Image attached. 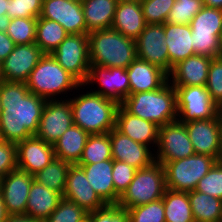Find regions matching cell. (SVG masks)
<instances>
[{
	"instance_id": "obj_1",
	"label": "cell",
	"mask_w": 222,
	"mask_h": 222,
	"mask_svg": "<svg viewBox=\"0 0 222 222\" xmlns=\"http://www.w3.org/2000/svg\"><path fill=\"white\" fill-rule=\"evenodd\" d=\"M0 102L1 140L17 143L37 133L46 99L31 93L26 83L3 81Z\"/></svg>"
},
{
	"instance_id": "obj_2",
	"label": "cell",
	"mask_w": 222,
	"mask_h": 222,
	"mask_svg": "<svg viewBox=\"0 0 222 222\" xmlns=\"http://www.w3.org/2000/svg\"><path fill=\"white\" fill-rule=\"evenodd\" d=\"M120 105L130 114L159 127L178 118L176 90L169 81L159 89L130 94Z\"/></svg>"
},
{
	"instance_id": "obj_3",
	"label": "cell",
	"mask_w": 222,
	"mask_h": 222,
	"mask_svg": "<svg viewBox=\"0 0 222 222\" xmlns=\"http://www.w3.org/2000/svg\"><path fill=\"white\" fill-rule=\"evenodd\" d=\"M69 98L75 125L89 134H104L115 128L118 104L93 91Z\"/></svg>"
},
{
	"instance_id": "obj_4",
	"label": "cell",
	"mask_w": 222,
	"mask_h": 222,
	"mask_svg": "<svg viewBox=\"0 0 222 222\" xmlns=\"http://www.w3.org/2000/svg\"><path fill=\"white\" fill-rule=\"evenodd\" d=\"M90 63L125 68L137 58L136 41L110 28L88 33Z\"/></svg>"
},
{
	"instance_id": "obj_5",
	"label": "cell",
	"mask_w": 222,
	"mask_h": 222,
	"mask_svg": "<svg viewBox=\"0 0 222 222\" xmlns=\"http://www.w3.org/2000/svg\"><path fill=\"white\" fill-rule=\"evenodd\" d=\"M26 84L31 93L46 100L63 99L65 96L61 98L60 95L73 90H78L76 93H79V90L84 89V85L66 71L51 54H44L40 58Z\"/></svg>"
},
{
	"instance_id": "obj_6",
	"label": "cell",
	"mask_w": 222,
	"mask_h": 222,
	"mask_svg": "<svg viewBox=\"0 0 222 222\" xmlns=\"http://www.w3.org/2000/svg\"><path fill=\"white\" fill-rule=\"evenodd\" d=\"M166 190L165 169L155 161L150 166L138 169L130 185L119 197L117 205L129 209L161 199Z\"/></svg>"
},
{
	"instance_id": "obj_7",
	"label": "cell",
	"mask_w": 222,
	"mask_h": 222,
	"mask_svg": "<svg viewBox=\"0 0 222 222\" xmlns=\"http://www.w3.org/2000/svg\"><path fill=\"white\" fill-rule=\"evenodd\" d=\"M216 161L215 158L207 155L194 154L166 162L163 165L166 189L182 192L195 190L199 180L208 173Z\"/></svg>"
},
{
	"instance_id": "obj_8",
	"label": "cell",
	"mask_w": 222,
	"mask_h": 222,
	"mask_svg": "<svg viewBox=\"0 0 222 222\" xmlns=\"http://www.w3.org/2000/svg\"><path fill=\"white\" fill-rule=\"evenodd\" d=\"M194 53L218 58V37L222 31V9L203 6L190 22Z\"/></svg>"
},
{
	"instance_id": "obj_9",
	"label": "cell",
	"mask_w": 222,
	"mask_h": 222,
	"mask_svg": "<svg viewBox=\"0 0 222 222\" xmlns=\"http://www.w3.org/2000/svg\"><path fill=\"white\" fill-rule=\"evenodd\" d=\"M178 118L181 123L215 118L220 108L213 102L205 86H174Z\"/></svg>"
},
{
	"instance_id": "obj_10",
	"label": "cell",
	"mask_w": 222,
	"mask_h": 222,
	"mask_svg": "<svg viewBox=\"0 0 222 222\" xmlns=\"http://www.w3.org/2000/svg\"><path fill=\"white\" fill-rule=\"evenodd\" d=\"M51 55L81 84L86 81L91 65L88 34H69Z\"/></svg>"
},
{
	"instance_id": "obj_11",
	"label": "cell",
	"mask_w": 222,
	"mask_h": 222,
	"mask_svg": "<svg viewBox=\"0 0 222 222\" xmlns=\"http://www.w3.org/2000/svg\"><path fill=\"white\" fill-rule=\"evenodd\" d=\"M156 147L155 161L163 165L195 154L185 124L179 120L159 127Z\"/></svg>"
},
{
	"instance_id": "obj_12",
	"label": "cell",
	"mask_w": 222,
	"mask_h": 222,
	"mask_svg": "<svg viewBox=\"0 0 222 222\" xmlns=\"http://www.w3.org/2000/svg\"><path fill=\"white\" fill-rule=\"evenodd\" d=\"M98 84L93 90L90 85ZM84 87L89 86L90 91L114 100L121 104L130 95V85L127 70L117 67H103L95 64L90 65V70ZM99 87V88H98Z\"/></svg>"
},
{
	"instance_id": "obj_13",
	"label": "cell",
	"mask_w": 222,
	"mask_h": 222,
	"mask_svg": "<svg viewBox=\"0 0 222 222\" xmlns=\"http://www.w3.org/2000/svg\"><path fill=\"white\" fill-rule=\"evenodd\" d=\"M74 124L70 100H46L36 137L54 144Z\"/></svg>"
},
{
	"instance_id": "obj_14",
	"label": "cell",
	"mask_w": 222,
	"mask_h": 222,
	"mask_svg": "<svg viewBox=\"0 0 222 222\" xmlns=\"http://www.w3.org/2000/svg\"><path fill=\"white\" fill-rule=\"evenodd\" d=\"M137 58L170 73V62L165 42L164 24H147L135 39Z\"/></svg>"
},
{
	"instance_id": "obj_15",
	"label": "cell",
	"mask_w": 222,
	"mask_h": 222,
	"mask_svg": "<svg viewBox=\"0 0 222 222\" xmlns=\"http://www.w3.org/2000/svg\"><path fill=\"white\" fill-rule=\"evenodd\" d=\"M39 17L58 22L68 34H87L81 2L73 0H43Z\"/></svg>"
},
{
	"instance_id": "obj_16",
	"label": "cell",
	"mask_w": 222,
	"mask_h": 222,
	"mask_svg": "<svg viewBox=\"0 0 222 222\" xmlns=\"http://www.w3.org/2000/svg\"><path fill=\"white\" fill-rule=\"evenodd\" d=\"M195 154L207 155L221 161V131L219 114L213 119L184 123Z\"/></svg>"
},
{
	"instance_id": "obj_17",
	"label": "cell",
	"mask_w": 222,
	"mask_h": 222,
	"mask_svg": "<svg viewBox=\"0 0 222 222\" xmlns=\"http://www.w3.org/2000/svg\"><path fill=\"white\" fill-rule=\"evenodd\" d=\"M34 175L16 168L2 178L1 192L8 215H25Z\"/></svg>"
},
{
	"instance_id": "obj_18",
	"label": "cell",
	"mask_w": 222,
	"mask_h": 222,
	"mask_svg": "<svg viewBox=\"0 0 222 222\" xmlns=\"http://www.w3.org/2000/svg\"><path fill=\"white\" fill-rule=\"evenodd\" d=\"M43 55L35 43L15 45L13 51L2 62L4 81L26 83Z\"/></svg>"
},
{
	"instance_id": "obj_19",
	"label": "cell",
	"mask_w": 222,
	"mask_h": 222,
	"mask_svg": "<svg viewBox=\"0 0 222 222\" xmlns=\"http://www.w3.org/2000/svg\"><path fill=\"white\" fill-rule=\"evenodd\" d=\"M109 136L114 160L125 162L137 170L155 162V148L133 141L116 128L109 132Z\"/></svg>"
},
{
	"instance_id": "obj_20",
	"label": "cell",
	"mask_w": 222,
	"mask_h": 222,
	"mask_svg": "<svg viewBox=\"0 0 222 222\" xmlns=\"http://www.w3.org/2000/svg\"><path fill=\"white\" fill-rule=\"evenodd\" d=\"M62 197L73 201L87 213L103 209L107 206L90 186L84 170L77 164L69 167L66 187Z\"/></svg>"
},
{
	"instance_id": "obj_21",
	"label": "cell",
	"mask_w": 222,
	"mask_h": 222,
	"mask_svg": "<svg viewBox=\"0 0 222 222\" xmlns=\"http://www.w3.org/2000/svg\"><path fill=\"white\" fill-rule=\"evenodd\" d=\"M17 168L35 175L43 170L55 158L52 144L33 135L16 143Z\"/></svg>"
},
{
	"instance_id": "obj_22",
	"label": "cell",
	"mask_w": 222,
	"mask_h": 222,
	"mask_svg": "<svg viewBox=\"0 0 222 222\" xmlns=\"http://www.w3.org/2000/svg\"><path fill=\"white\" fill-rule=\"evenodd\" d=\"M115 128L133 141L142 143L150 148L155 146L156 149L159 126L130 114L121 105L117 109Z\"/></svg>"
},
{
	"instance_id": "obj_23",
	"label": "cell",
	"mask_w": 222,
	"mask_h": 222,
	"mask_svg": "<svg viewBox=\"0 0 222 222\" xmlns=\"http://www.w3.org/2000/svg\"><path fill=\"white\" fill-rule=\"evenodd\" d=\"M212 57L193 55L173 66L168 81L173 86H205Z\"/></svg>"
},
{
	"instance_id": "obj_24",
	"label": "cell",
	"mask_w": 222,
	"mask_h": 222,
	"mask_svg": "<svg viewBox=\"0 0 222 222\" xmlns=\"http://www.w3.org/2000/svg\"><path fill=\"white\" fill-rule=\"evenodd\" d=\"M126 70L130 94L159 89L168 81V74L164 70L139 58H136Z\"/></svg>"
},
{
	"instance_id": "obj_25",
	"label": "cell",
	"mask_w": 222,
	"mask_h": 222,
	"mask_svg": "<svg viewBox=\"0 0 222 222\" xmlns=\"http://www.w3.org/2000/svg\"><path fill=\"white\" fill-rule=\"evenodd\" d=\"M165 42L167 45L170 72L174 65L195 55L190 24L180 25L166 22L164 24Z\"/></svg>"
},
{
	"instance_id": "obj_26",
	"label": "cell",
	"mask_w": 222,
	"mask_h": 222,
	"mask_svg": "<svg viewBox=\"0 0 222 222\" xmlns=\"http://www.w3.org/2000/svg\"><path fill=\"white\" fill-rule=\"evenodd\" d=\"M89 181L90 186L107 205H115V188L112 177L113 159L94 164H77Z\"/></svg>"
},
{
	"instance_id": "obj_27",
	"label": "cell",
	"mask_w": 222,
	"mask_h": 222,
	"mask_svg": "<svg viewBox=\"0 0 222 222\" xmlns=\"http://www.w3.org/2000/svg\"><path fill=\"white\" fill-rule=\"evenodd\" d=\"M146 25L140 2L117 3L112 29L135 40Z\"/></svg>"
},
{
	"instance_id": "obj_28",
	"label": "cell",
	"mask_w": 222,
	"mask_h": 222,
	"mask_svg": "<svg viewBox=\"0 0 222 222\" xmlns=\"http://www.w3.org/2000/svg\"><path fill=\"white\" fill-rule=\"evenodd\" d=\"M62 195L35 180L31 184L25 215L44 222L57 208Z\"/></svg>"
},
{
	"instance_id": "obj_29",
	"label": "cell",
	"mask_w": 222,
	"mask_h": 222,
	"mask_svg": "<svg viewBox=\"0 0 222 222\" xmlns=\"http://www.w3.org/2000/svg\"><path fill=\"white\" fill-rule=\"evenodd\" d=\"M89 133L78 125L70 126L53 144L57 159L64 160L71 165L78 164L86 145Z\"/></svg>"
},
{
	"instance_id": "obj_30",
	"label": "cell",
	"mask_w": 222,
	"mask_h": 222,
	"mask_svg": "<svg viewBox=\"0 0 222 222\" xmlns=\"http://www.w3.org/2000/svg\"><path fill=\"white\" fill-rule=\"evenodd\" d=\"M116 0H82L81 4L87 27V34L94 30L110 29L113 23Z\"/></svg>"
},
{
	"instance_id": "obj_31",
	"label": "cell",
	"mask_w": 222,
	"mask_h": 222,
	"mask_svg": "<svg viewBox=\"0 0 222 222\" xmlns=\"http://www.w3.org/2000/svg\"><path fill=\"white\" fill-rule=\"evenodd\" d=\"M162 200L166 222H195L188 192L166 189Z\"/></svg>"
},
{
	"instance_id": "obj_32",
	"label": "cell",
	"mask_w": 222,
	"mask_h": 222,
	"mask_svg": "<svg viewBox=\"0 0 222 222\" xmlns=\"http://www.w3.org/2000/svg\"><path fill=\"white\" fill-rule=\"evenodd\" d=\"M195 222H219L222 199L196 190L188 192Z\"/></svg>"
},
{
	"instance_id": "obj_33",
	"label": "cell",
	"mask_w": 222,
	"mask_h": 222,
	"mask_svg": "<svg viewBox=\"0 0 222 222\" xmlns=\"http://www.w3.org/2000/svg\"><path fill=\"white\" fill-rule=\"evenodd\" d=\"M68 35L58 22L37 18L35 44L44 54H51Z\"/></svg>"
},
{
	"instance_id": "obj_34",
	"label": "cell",
	"mask_w": 222,
	"mask_h": 222,
	"mask_svg": "<svg viewBox=\"0 0 222 222\" xmlns=\"http://www.w3.org/2000/svg\"><path fill=\"white\" fill-rule=\"evenodd\" d=\"M70 166V163L55 158L43 170L34 175V180L63 196Z\"/></svg>"
},
{
	"instance_id": "obj_35",
	"label": "cell",
	"mask_w": 222,
	"mask_h": 222,
	"mask_svg": "<svg viewBox=\"0 0 222 222\" xmlns=\"http://www.w3.org/2000/svg\"><path fill=\"white\" fill-rule=\"evenodd\" d=\"M111 159L113 158L109 132L90 134L78 164H94Z\"/></svg>"
},
{
	"instance_id": "obj_36",
	"label": "cell",
	"mask_w": 222,
	"mask_h": 222,
	"mask_svg": "<svg viewBox=\"0 0 222 222\" xmlns=\"http://www.w3.org/2000/svg\"><path fill=\"white\" fill-rule=\"evenodd\" d=\"M36 24L37 18H13L6 33L15 45L33 44L36 39Z\"/></svg>"
},
{
	"instance_id": "obj_37",
	"label": "cell",
	"mask_w": 222,
	"mask_h": 222,
	"mask_svg": "<svg viewBox=\"0 0 222 222\" xmlns=\"http://www.w3.org/2000/svg\"><path fill=\"white\" fill-rule=\"evenodd\" d=\"M128 222H166L163 200L127 209Z\"/></svg>"
},
{
	"instance_id": "obj_38",
	"label": "cell",
	"mask_w": 222,
	"mask_h": 222,
	"mask_svg": "<svg viewBox=\"0 0 222 222\" xmlns=\"http://www.w3.org/2000/svg\"><path fill=\"white\" fill-rule=\"evenodd\" d=\"M87 219L88 213L83 208L62 197L57 208L44 222H86Z\"/></svg>"
},
{
	"instance_id": "obj_39",
	"label": "cell",
	"mask_w": 222,
	"mask_h": 222,
	"mask_svg": "<svg viewBox=\"0 0 222 222\" xmlns=\"http://www.w3.org/2000/svg\"><path fill=\"white\" fill-rule=\"evenodd\" d=\"M202 7V0H175L166 22L180 25L190 24Z\"/></svg>"
},
{
	"instance_id": "obj_40",
	"label": "cell",
	"mask_w": 222,
	"mask_h": 222,
	"mask_svg": "<svg viewBox=\"0 0 222 222\" xmlns=\"http://www.w3.org/2000/svg\"><path fill=\"white\" fill-rule=\"evenodd\" d=\"M175 0H141L143 16L147 24H165Z\"/></svg>"
},
{
	"instance_id": "obj_41",
	"label": "cell",
	"mask_w": 222,
	"mask_h": 222,
	"mask_svg": "<svg viewBox=\"0 0 222 222\" xmlns=\"http://www.w3.org/2000/svg\"><path fill=\"white\" fill-rule=\"evenodd\" d=\"M195 190L222 199V160L215 162L208 173L199 180Z\"/></svg>"
},
{
	"instance_id": "obj_42",
	"label": "cell",
	"mask_w": 222,
	"mask_h": 222,
	"mask_svg": "<svg viewBox=\"0 0 222 222\" xmlns=\"http://www.w3.org/2000/svg\"><path fill=\"white\" fill-rule=\"evenodd\" d=\"M137 169L125 162L113 159L112 177L115 188V205L133 180Z\"/></svg>"
},
{
	"instance_id": "obj_43",
	"label": "cell",
	"mask_w": 222,
	"mask_h": 222,
	"mask_svg": "<svg viewBox=\"0 0 222 222\" xmlns=\"http://www.w3.org/2000/svg\"><path fill=\"white\" fill-rule=\"evenodd\" d=\"M213 102L222 108V60L213 58L208 69V78L205 85Z\"/></svg>"
},
{
	"instance_id": "obj_44",
	"label": "cell",
	"mask_w": 222,
	"mask_h": 222,
	"mask_svg": "<svg viewBox=\"0 0 222 222\" xmlns=\"http://www.w3.org/2000/svg\"><path fill=\"white\" fill-rule=\"evenodd\" d=\"M43 0H9L8 13L13 18H38L41 14Z\"/></svg>"
},
{
	"instance_id": "obj_45",
	"label": "cell",
	"mask_w": 222,
	"mask_h": 222,
	"mask_svg": "<svg viewBox=\"0 0 222 222\" xmlns=\"http://www.w3.org/2000/svg\"><path fill=\"white\" fill-rule=\"evenodd\" d=\"M88 222H128L126 209L118 205H107L105 208L88 213Z\"/></svg>"
},
{
	"instance_id": "obj_46",
	"label": "cell",
	"mask_w": 222,
	"mask_h": 222,
	"mask_svg": "<svg viewBox=\"0 0 222 222\" xmlns=\"http://www.w3.org/2000/svg\"><path fill=\"white\" fill-rule=\"evenodd\" d=\"M17 168L16 143L0 140V176Z\"/></svg>"
},
{
	"instance_id": "obj_47",
	"label": "cell",
	"mask_w": 222,
	"mask_h": 222,
	"mask_svg": "<svg viewBox=\"0 0 222 222\" xmlns=\"http://www.w3.org/2000/svg\"><path fill=\"white\" fill-rule=\"evenodd\" d=\"M15 43L6 32H0V61L3 62L13 51Z\"/></svg>"
},
{
	"instance_id": "obj_48",
	"label": "cell",
	"mask_w": 222,
	"mask_h": 222,
	"mask_svg": "<svg viewBox=\"0 0 222 222\" xmlns=\"http://www.w3.org/2000/svg\"><path fill=\"white\" fill-rule=\"evenodd\" d=\"M5 222H41L27 215H8Z\"/></svg>"
},
{
	"instance_id": "obj_49",
	"label": "cell",
	"mask_w": 222,
	"mask_h": 222,
	"mask_svg": "<svg viewBox=\"0 0 222 222\" xmlns=\"http://www.w3.org/2000/svg\"><path fill=\"white\" fill-rule=\"evenodd\" d=\"M11 18L7 15L0 16V32H7Z\"/></svg>"
},
{
	"instance_id": "obj_50",
	"label": "cell",
	"mask_w": 222,
	"mask_h": 222,
	"mask_svg": "<svg viewBox=\"0 0 222 222\" xmlns=\"http://www.w3.org/2000/svg\"><path fill=\"white\" fill-rule=\"evenodd\" d=\"M7 216H8V214H7L6 209H5V204H4V201H3V195H2V192L0 190V222H5Z\"/></svg>"
},
{
	"instance_id": "obj_51",
	"label": "cell",
	"mask_w": 222,
	"mask_h": 222,
	"mask_svg": "<svg viewBox=\"0 0 222 222\" xmlns=\"http://www.w3.org/2000/svg\"><path fill=\"white\" fill-rule=\"evenodd\" d=\"M203 6L222 9V0H202Z\"/></svg>"
},
{
	"instance_id": "obj_52",
	"label": "cell",
	"mask_w": 222,
	"mask_h": 222,
	"mask_svg": "<svg viewBox=\"0 0 222 222\" xmlns=\"http://www.w3.org/2000/svg\"><path fill=\"white\" fill-rule=\"evenodd\" d=\"M9 0H0V16L7 15Z\"/></svg>"
},
{
	"instance_id": "obj_53",
	"label": "cell",
	"mask_w": 222,
	"mask_h": 222,
	"mask_svg": "<svg viewBox=\"0 0 222 222\" xmlns=\"http://www.w3.org/2000/svg\"><path fill=\"white\" fill-rule=\"evenodd\" d=\"M218 42H219V56H222V31L219 34Z\"/></svg>"
},
{
	"instance_id": "obj_54",
	"label": "cell",
	"mask_w": 222,
	"mask_h": 222,
	"mask_svg": "<svg viewBox=\"0 0 222 222\" xmlns=\"http://www.w3.org/2000/svg\"><path fill=\"white\" fill-rule=\"evenodd\" d=\"M220 131H221V160H222V115H219Z\"/></svg>"
},
{
	"instance_id": "obj_55",
	"label": "cell",
	"mask_w": 222,
	"mask_h": 222,
	"mask_svg": "<svg viewBox=\"0 0 222 222\" xmlns=\"http://www.w3.org/2000/svg\"><path fill=\"white\" fill-rule=\"evenodd\" d=\"M4 81L3 71H2V62L0 61V84Z\"/></svg>"
},
{
	"instance_id": "obj_56",
	"label": "cell",
	"mask_w": 222,
	"mask_h": 222,
	"mask_svg": "<svg viewBox=\"0 0 222 222\" xmlns=\"http://www.w3.org/2000/svg\"><path fill=\"white\" fill-rule=\"evenodd\" d=\"M117 2H141V0H116Z\"/></svg>"
},
{
	"instance_id": "obj_57",
	"label": "cell",
	"mask_w": 222,
	"mask_h": 222,
	"mask_svg": "<svg viewBox=\"0 0 222 222\" xmlns=\"http://www.w3.org/2000/svg\"><path fill=\"white\" fill-rule=\"evenodd\" d=\"M2 106H1V102H0V119H1V115H2Z\"/></svg>"
},
{
	"instance_id": "obj_58",
	"label": "cell",
	"mask_w": 222,
	"mask_h": 222,
	"mask_svg": "<svg viewBox=\"0 0 222 222\" xmlns=\"http://www.w3.org/2000/svg\"><path fill=\"white\" fill-rule=\"evenodd\" d=\"M219 222H222V207H221L220 221Z\"/></svg>"
},
{
	"instance_id": "obj_59",
	"label": "cell",
	"mask_w": 222,
	"mask_h": 222,
	"mask_svg": "<svg viewBox=\"0 0 222 222\" xmlns=\"http://www.w3.org/2000/svg\"><path fill=\"white\" fill-rule=\"evenodd\" d=\"M2 177L0 176V190H1Z\"/></svg>"
},
{
	"instance_id": "obj_60",
	"label": "cell",
	"mask_w": 222,
	"mask_h": 222,
	"mask_svg": "<svg viewBox=\"0 0 222 222\" xmlns=\"http://www.w3.org/2000/svg\"><path fill=\"white\" fill-rule=\"evenodd\" d=\"M219 115H222V108H221L220 111H219Z\"/></svg>"
}]
</instances>
